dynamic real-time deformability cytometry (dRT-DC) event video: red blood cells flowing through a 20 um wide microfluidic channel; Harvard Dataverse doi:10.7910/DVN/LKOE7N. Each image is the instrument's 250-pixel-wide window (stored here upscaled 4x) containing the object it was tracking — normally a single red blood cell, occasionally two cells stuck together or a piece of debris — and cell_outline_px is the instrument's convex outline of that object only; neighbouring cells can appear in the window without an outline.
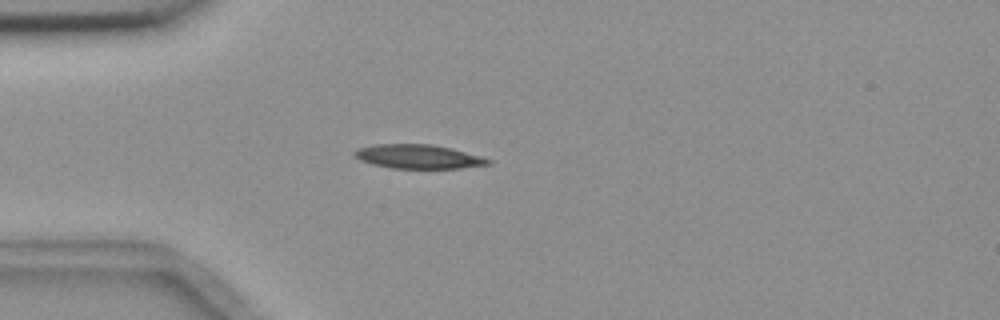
{"species": "common noctule bat (a hibernating species)", "species_latin": "Nyctalus noctula", "temperature_condition": "room temperature", "stored_images_in_passage": 4, "camera_frame_rate_fps": 3000, "um_per_image_px": 0.085, "animal": {"sex": "female", "body_mass_g": 18.4}, "frame": {"image": 1, "passage_image": 3, "time_ms": 3.333, "image_size_px": [1000, 320], "cell_outline_px": [[492, 164], [460, 168], [392, 168], [372, 164], [360, 160], [352, 152], [356, 148], [376, 144], [432, 144], [452, 148], [480, 156], [492, 160]], "centroid_in_image_um": [35.55, 13.3], "position_along_channel_um": 49.4, "area_um2": 18.73}}